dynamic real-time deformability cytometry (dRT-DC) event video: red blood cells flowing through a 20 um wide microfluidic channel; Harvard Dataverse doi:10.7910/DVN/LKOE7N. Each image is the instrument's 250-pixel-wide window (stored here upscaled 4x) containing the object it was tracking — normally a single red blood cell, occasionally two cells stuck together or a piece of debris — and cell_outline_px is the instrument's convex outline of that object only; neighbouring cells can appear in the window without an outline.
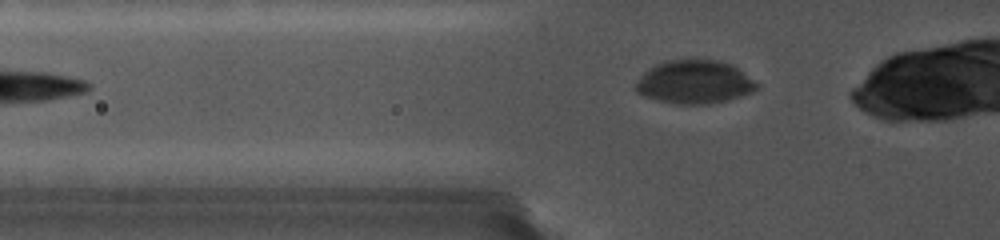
{"species": "common noctule bat (a hibernating species)", "species_latin": "Nyctalus noctula", "temperature_condition": "cold", "stored_images_in_passage": 31, "camera_frame_rate_fps": 5000, "um_per_image_px": 0.085, "animal": {"sex": "female", "body_mass_g": 19.0, "forearm_length_mm": 56.7}, "frame": {"image": 1, "passage_image": 3, "time_ms": 1.2, "image_size_px": [1000, 240], "cell_outline_px": [[760, 84], [756, 88], [748, 92], [724, 100], [700, 104], [680, 104], [660, 100], [636, 92], [636, 84], [648, 68], [664, 60], [716, 60], [728, 64], [736, 68]], "centroid_in_image_um": [58.99, 6.95], "position_along_channel_um": 66.8, "area_um2": 29.54}}
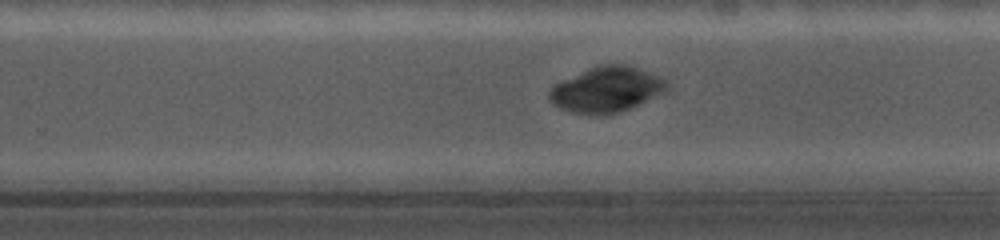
{"frame": {"image": 2, "passage_image": 22, "time_ms": 7.0, "image_size_px": [1000, 240], "cell_outline_px": [[668, 88], [628, 108], [604, 116], [592, 116], [572, 112], [560, 108], [548, 96], [548, 92], [556, 84], [588, 68], [600, 64], [624, 64], [636, 68], [656, 76], [664, 80]], "centroid_in_image_um": [51.47, 7.62], "position_along_channel_um": 278.3, "area_um2": 30.11}}
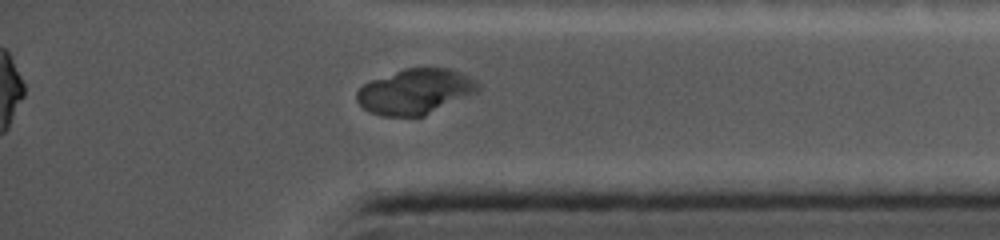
{"frame": {"image": 3, "passage_image": 29, "time_ms": 10.2, "image_size_px": [1000, 240], "cell_outline_px": [[480, 88], [476, 92], [424, 116], [384, 116], [368, 112], [356, 100], [356, 92], [364, 84], [372, 80], [404, 68], [448, 68], [480, 84]], "centroid_in_image_um": [35.24, 7.79], "position_along_channel_um": 400.0, "area_um2": 31.44}}